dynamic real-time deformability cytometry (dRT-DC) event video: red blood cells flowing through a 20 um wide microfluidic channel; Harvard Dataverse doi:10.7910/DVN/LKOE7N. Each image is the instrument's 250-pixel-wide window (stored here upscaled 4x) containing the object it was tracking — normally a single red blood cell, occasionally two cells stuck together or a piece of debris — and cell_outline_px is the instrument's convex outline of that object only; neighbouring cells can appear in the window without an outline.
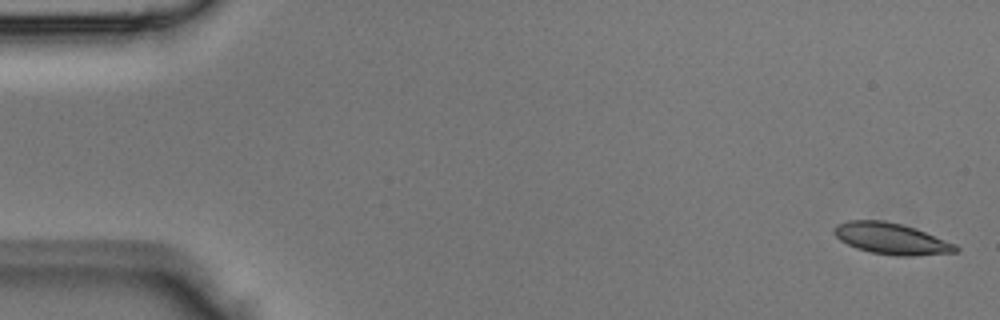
{"species": "Egyptian fruit bat (a non-hibernating species)", "species_latin": "Rousettus aegyptiacus", "temperature_condition": "room temperature", "stored_images_in_passage": 44, "camera_frame_rate_fps": 3000, "um_per_image_px": 0.085, "animal": {"sex": "male"}, "frame": {"image": 1, "passage_image": 1, "time_ms": 0.0, "image_size_px": [1000, 320], "cell_outline_px": [[960, 248], [956, 252], [912, 256], [896, 256], [872, 252], [856, 248], [840, 240], [832, 232], [832, 228], [836, 224], [848, 220], [884, 220], [916, 228], [956, 244]], "centroid_in_image_um": [75.74, 20.28], "position_along_channel_um": 9.3, "area_um2": 22.25}}
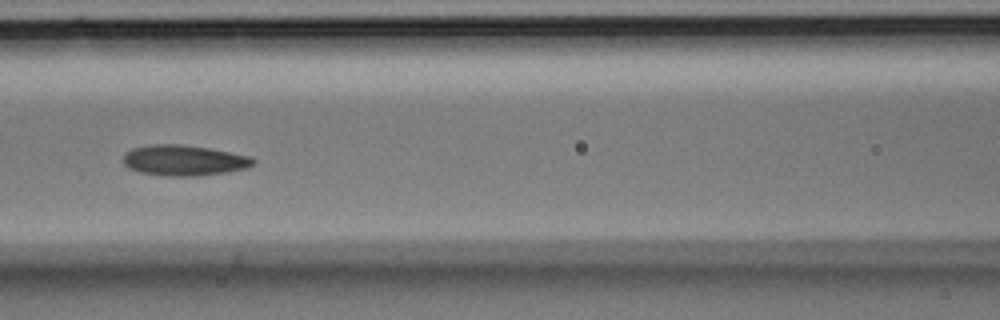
{"frame": {"image": 2, "passage_image": 19, "time_ms": 6.0, "image_size_px": [1000, 320], "cell_outline_px": [[256, 164], [248, 168], [228, 172], [196, 176], [168, 176], [140, 172], [128, 168], [124, 164], [124, 152], [132, 148], [148, 144], [180, 144], [208, 148], [252, 156], [256, 160]], "centroid_in_image_um": [15.67, 13.63], "position_along_channel_um": 150.9, "area_um2": 23.47}}
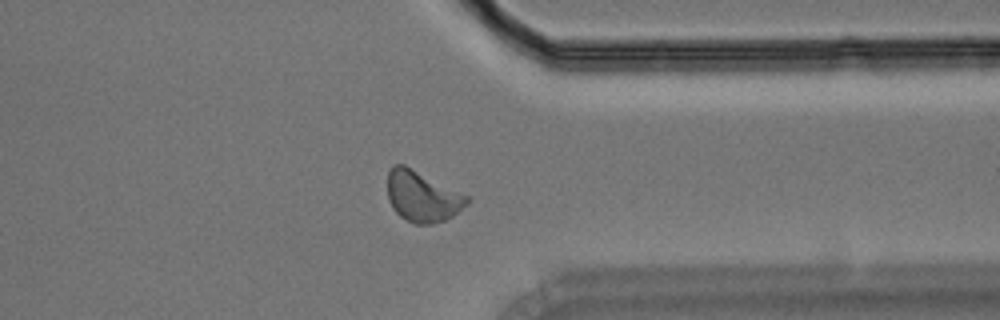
{"frame": {"image": 3, "passage_image": 34, "time_ms": 11.0, "image_size_px": [1000, 320], "cell_outline_px": [[472, 200], [468, 204], [452, 216], [444, 220], [432, 224], [416, 224], [400, 216], [392, 208], [388, 200], [388, 172], [392, 164], [404, 164], [468, 196]], "centroid_in_image_um": [35.88, 16.69], "position_along_channel_um": 375.5, "area_um2": 23.41}}